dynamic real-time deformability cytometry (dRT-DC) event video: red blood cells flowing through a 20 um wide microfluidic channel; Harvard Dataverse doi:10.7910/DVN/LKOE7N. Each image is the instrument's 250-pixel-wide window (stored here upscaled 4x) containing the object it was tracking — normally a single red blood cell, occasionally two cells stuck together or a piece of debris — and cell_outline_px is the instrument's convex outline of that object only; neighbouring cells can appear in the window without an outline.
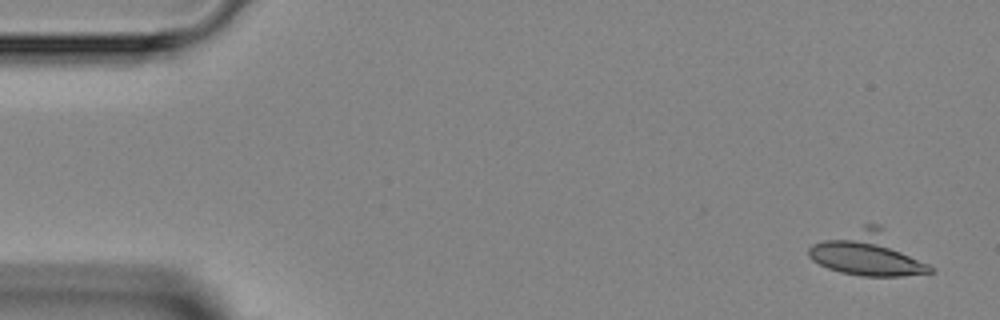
{"species": "Egyptian fruit bat (a non-hibernating species)", "species_latin": "Rousettus aegyptiacus", "temperature_condition": "room temperature", "stored_images_in_passage": 4, "camera_frame_rate_fps": 3000, "um_per_image_px": 0.085, "animal": {"sex": "female"}, "frame": {"image": 1, "passage_image": 2, "time_ms": 1.0, "image_size_px": [1000, 320], "cell_outline_px": [[936, 272], [900, 276], [860, 276], [840, 272], [828, 268], [812, 260], [808, 256], [808, 248], [812, 244], [864, 224], [876, 224], [936, 268]], "centroid_in_image_um": [73.81, 21.59], "position_along_channel_um": 11.2, "area_um2": 30.92}}